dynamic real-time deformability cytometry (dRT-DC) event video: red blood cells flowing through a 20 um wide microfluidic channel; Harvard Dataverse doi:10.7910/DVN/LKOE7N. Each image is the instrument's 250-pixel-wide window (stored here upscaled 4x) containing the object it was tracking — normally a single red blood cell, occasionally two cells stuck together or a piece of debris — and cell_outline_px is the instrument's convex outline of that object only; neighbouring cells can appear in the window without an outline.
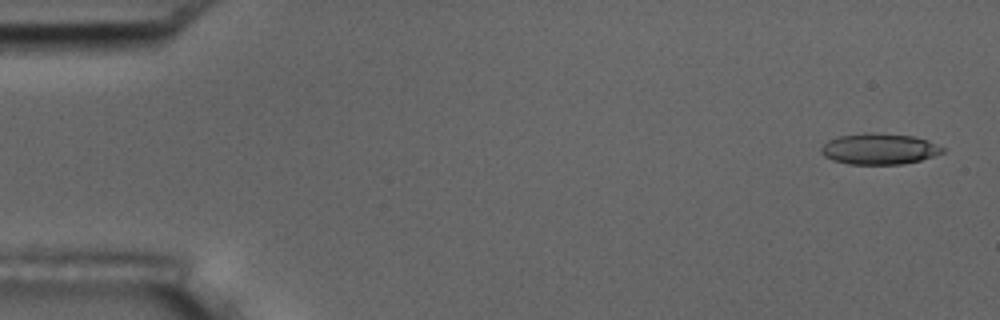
{"species": "common noctule bat (a hibernating species)", "species_latin": "Nyctalus noctula", "temperature_condition": "room temperature", "stored_images_in_passage": 5, "camera_frame_rate_fps": 3000, "um_per_image_px": 0.085, "animal": {"sex": "male", "body_mass_g": 17.5, "forearm_length_mm": 52.3}, "frame": {"image": 1, "passage_image": 1, "time_ms": 0.0, "image_size_px": [1000, 320], "cell_outline_px": [[944, 152], [920, 160], [900, 164], [848, 164], [832, 160], [824, 156], [820, 152], [820, 148], [828, 140], [840, 136], [864, 132], [872, 132], [912, 136], [928, 140], [944, 148]], "centroid_in_image_um": [74.7, 12.65], "position_along_channel_um": 10.3, "area_um2": 21.91}}
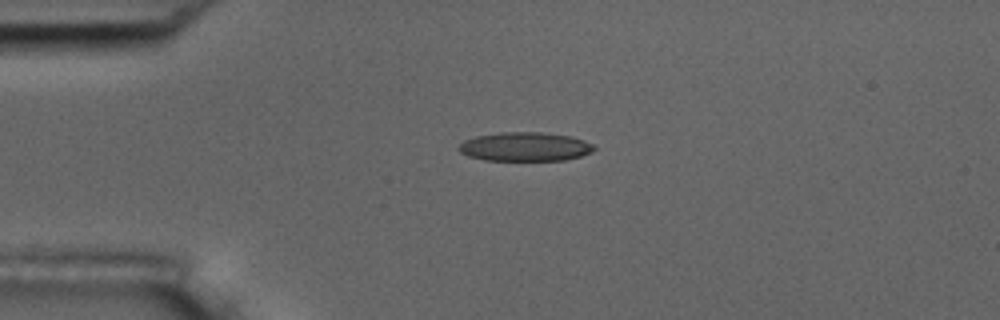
{"frame": {"image": 2, "passage_image": 4, "time_ms": 3.667, "image_size_px": [1000, 320], "cell_outline_px": [[596, 148], [592, 152], [580, 156], [564, 160], [484, 160], [468, 156], [460, 152], [456, 148], [464, 140], [476, 136], [500, 132], [540, 132], [572, 136], [584, 140], [592, 144]], "centroid_in_image_um": [44.61, 12.46], "position_along_channel_um": 40.4, "area_um2": 22.89}}